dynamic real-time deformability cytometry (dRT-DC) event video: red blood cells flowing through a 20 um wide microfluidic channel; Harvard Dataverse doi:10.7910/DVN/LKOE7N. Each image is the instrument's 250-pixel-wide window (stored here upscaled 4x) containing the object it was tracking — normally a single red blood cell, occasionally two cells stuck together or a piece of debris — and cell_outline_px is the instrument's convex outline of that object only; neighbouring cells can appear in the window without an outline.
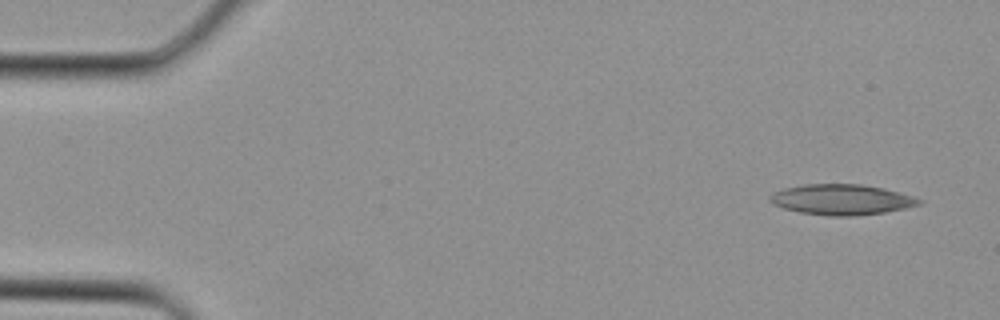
{"species": "Egyptian fruit bat (a non-hibernating species)", "species_latin": "Rousettus aegyptiacus", "temperature_condition": "cold", "stored_images_in_passage": 4, "camera_frame_rate_fps": 3000, "um_per_image_px": 0.085, "animal": {"sex": "female"}, "frame": {"image": 1, "passage_image": 1, "time_ms": 0.0, "image_size_px": [1000, 320], "cell_outline_px": [[924, 200], [920, 204], [904, 208], [884, 212], [848, 216], [832, 216], [800, 212], [784, 208], [772, 204], [768, 200], [768, 196], [772, 192], [784, 188], [804, 184], [860, 184], [884, 188], [916, 196]], "centroid_in_image_um": [71.52, 16.95], "position_along_channel_um": 13.5, "area_um2": 26.59}}
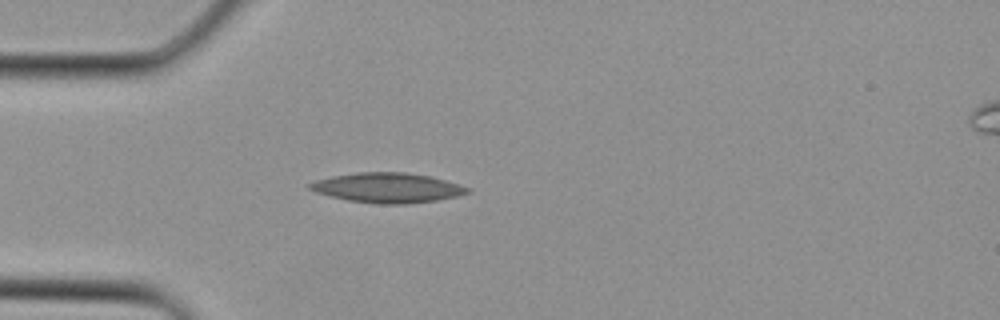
{"frame": {"image": 2, "passage_image": 3, "time_ms": 0.667, "image_size_px": [1000, 320], "cell_outline_px": [[468, 192], [456, 196], [436, 200], [404, 204], [380, 204], [348, 200], [316, 192], [308, 188], [308, 184], [316, 180], [332, 176], [360, 172], [404, 172], [428, 176], [444, 180], [468, 188]], "centroid_in_image_um": [32.88, 15.96], "position_along_channel_um": 52.1, "area_um2": 26.88}}